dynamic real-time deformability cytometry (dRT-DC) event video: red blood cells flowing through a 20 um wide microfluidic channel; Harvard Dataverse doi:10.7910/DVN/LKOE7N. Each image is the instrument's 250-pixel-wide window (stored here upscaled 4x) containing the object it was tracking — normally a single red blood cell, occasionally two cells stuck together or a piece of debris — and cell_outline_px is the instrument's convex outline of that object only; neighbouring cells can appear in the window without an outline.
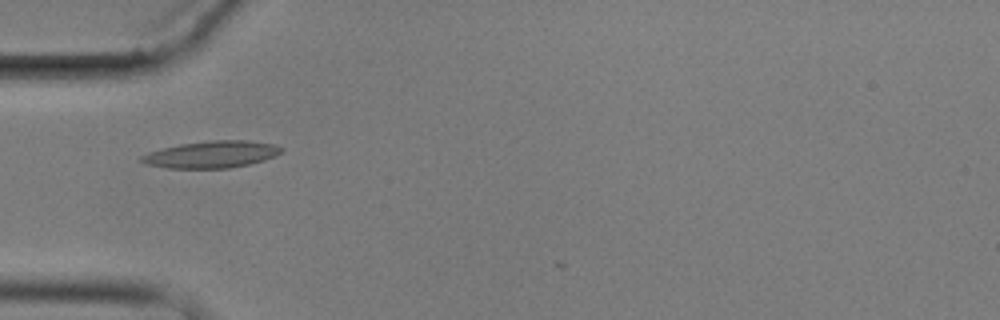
{"species": "common noctule bat (a hibernating species)", "species_latin": "Nyctalus noctula", "temperature_condition": "cold", "stored_images_in_passage": 10, "camera_frame_rate_fps": 3000, "um_per_image_px": 0.085, "animal": {"sex": "male", "body_mass_g": 17.9}, "frame": {"image": 1, "passage_image": 5, "time_ms": 6.333, "image_size_px": [1000, 320], "cell_outline_px": [[284, 148], [280, 152], [264, 160], [248, 164], [228, 168], [168, 168], [148, 164], [140, 160], [140, 156], [148, 152], [180, 144], [208, 140], [248, 140], [276, 144]], "centroid_in_image_um": [17.99, 13.11], "position_along_channel_um": 67.0, "area_um2": 21.79}}
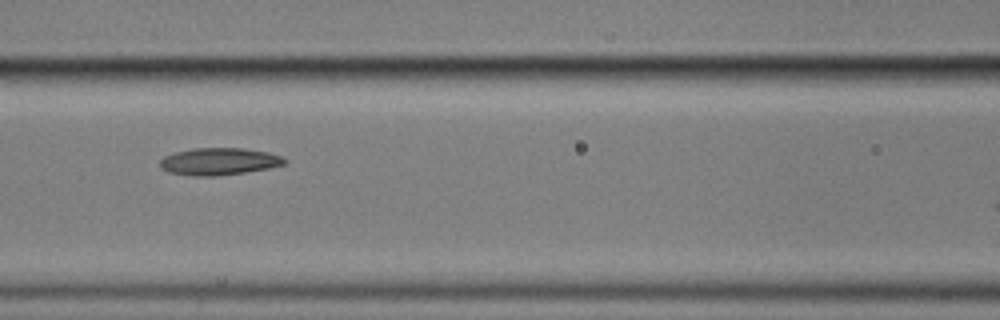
{"frame": {"image": 2, "passage_image": 7, "time_ms": 8.667, "image_size_px": [1000, 320], "cell_outline_px": [[288, 160], [284, 164], [268, 168], [244, 172], [216, 176], [196, 176], [168, 172], [160, 168], [160, 160], [164, 156], [176, 152], [192, 148], [240, 148], [268, 152], [284, 156]], "centroid_in_image_um": [18.62, 13.72], "position_along_channel_um": 148.0, "area_um2": 19.71}}
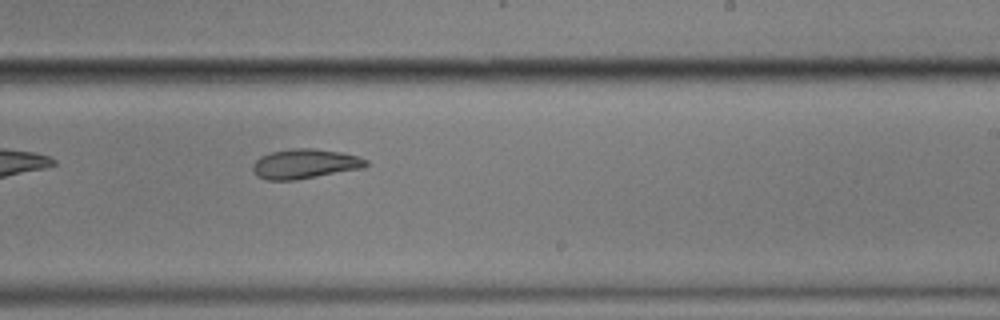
{"frame": {"image": 3, "passage_image": 10, "time_ms": 12.0, "image_size_px": [1000, 320], "cell_outline_px": [[368, 164], [364, 168], [296, 180], [268, 180], [256, 176], [252, 168], [252, 164], [260, 156], [272, 152], [292, 148], [316, 148], [340, 152], [360, 156], [368, 160]], "centroid_in_image_um": [25.93, 13.92], "position_along_channel_um": 263.1, "area_um2": 19.77}}